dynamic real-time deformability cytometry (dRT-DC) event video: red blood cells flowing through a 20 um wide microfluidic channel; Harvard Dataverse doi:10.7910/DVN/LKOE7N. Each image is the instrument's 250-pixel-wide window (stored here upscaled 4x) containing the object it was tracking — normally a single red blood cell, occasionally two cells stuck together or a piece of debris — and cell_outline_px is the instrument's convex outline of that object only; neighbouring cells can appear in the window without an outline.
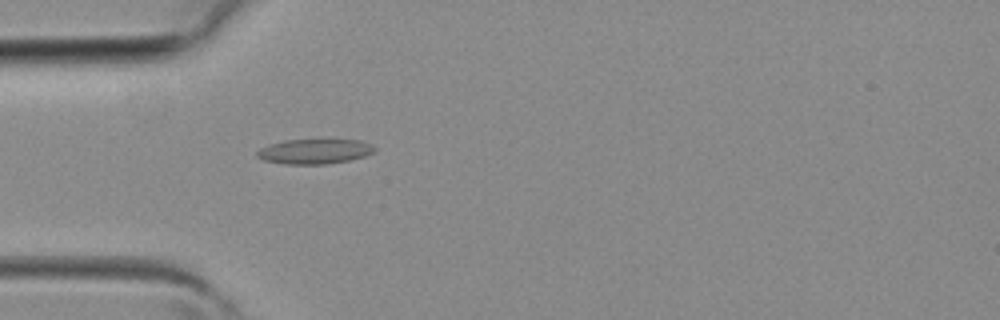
{"species": "common noctule bat (a hibernating species)", "species_latin": "Nyctalus noctula", "temperature_condition": "room temperature", "stored_images_in_passage": 35, "camera_frame_rate_fps": 3000, "um_per_image_px": 0.085, "animal": {"sex": "female", "body_mass_g": 19.3, "forearm_length_mm": 54.1}, "frame": {"image": 1, "passage_image": 7, "time_ms": 2.0, "image_size_px": [1000, 320], "cell_outline_px": [[376, 152], [364, 156], [348, 160], [324, 164], [284, 164], [264, 160], [256, 156], [256, 152], [260, 148], [268, 144], [284, 140], [360, 140], [372, 144], [376, 148]], "centroid_in_image_um": [26.73, 12.86], "position_along_channel_um": 58.3, "area_um2": 17.05}}
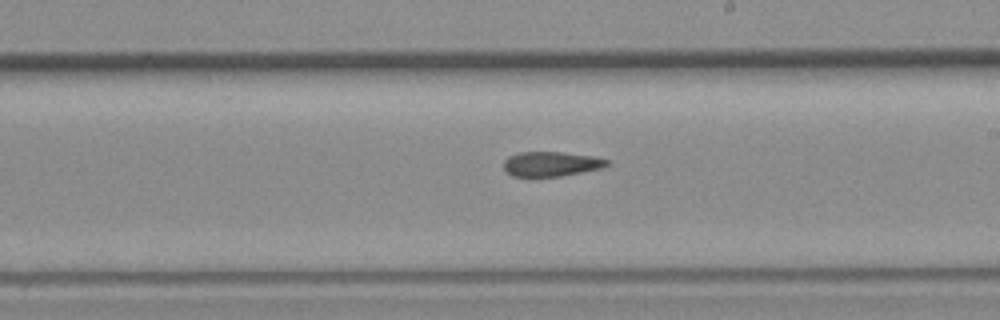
{"frame": {"image": 2, "passage_image": 18, "time_ms": 5.667, "image_size_px": [1000, 320], "cell_outline_px": [[608, 164], [600, 168], [560, 176], [512, 176], [504, 168], [504, 160], [508, 156], [520, 152], [560, 152], [592, 156], [608, 160]], "centroid_in_image_um": [46.8, 13.93], "position_along_channel_um": 242.2, "area_um2": 14.57}}
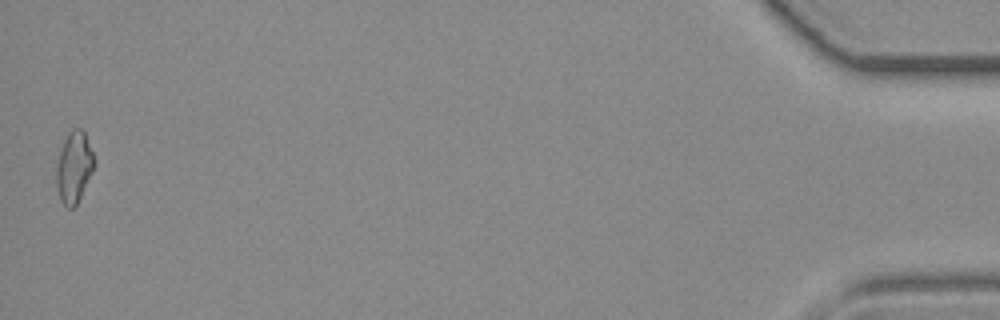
{"frame": {"image": 3, "passage_image": 35, "time_ms": 11.333, "image_size_px": [1000, 320], "cell_outline_px": [[92, 172], [76, 204], [72, 208], [68, 208], [60, 200], [56, 184], [56, 164], [60, 148], [68, 132], [72, 128], [80, 128], [84, 132], [92, 152]], "centroid_in_image_um": [6.24, 14.19], "position_along_channel_um": 429.0, "area_um2": 15.32}}